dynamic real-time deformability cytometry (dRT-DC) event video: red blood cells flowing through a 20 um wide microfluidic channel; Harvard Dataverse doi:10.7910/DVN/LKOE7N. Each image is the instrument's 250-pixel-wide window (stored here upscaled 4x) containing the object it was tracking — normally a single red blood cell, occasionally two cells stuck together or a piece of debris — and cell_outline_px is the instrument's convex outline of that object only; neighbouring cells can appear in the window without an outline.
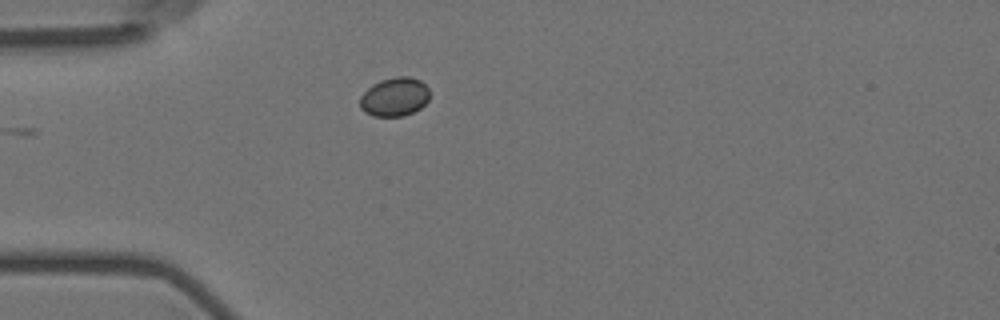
{"species": "Egyptian fruit bat (a non-hibernating species)", "species_latin": "Rousettus aegyptiacus", "temperature_condition": "room temperature", "stored_images_in_passage": 10, "camera_frame_rate_fps": 3000, "um_per_image_px": 0.085, "animal": {"sex": "female"}, "frame": {"image": 1, "passage_image": 1, "time_ms": 0.0, "image_size_px": [1000, 320], "cell_outline_px": [[428, 100], [420, 108], [404, 116], [372, 116], [364, 112], [360, 108], [360, 96], [372, 84], [380, 80], [396, 76], [408, 76], [420, 80], [428, 88]], "centroid_in_image_um": [33.51, 8.23], "position_along_channel_um": 51.5, "area_um2": 15.78}}
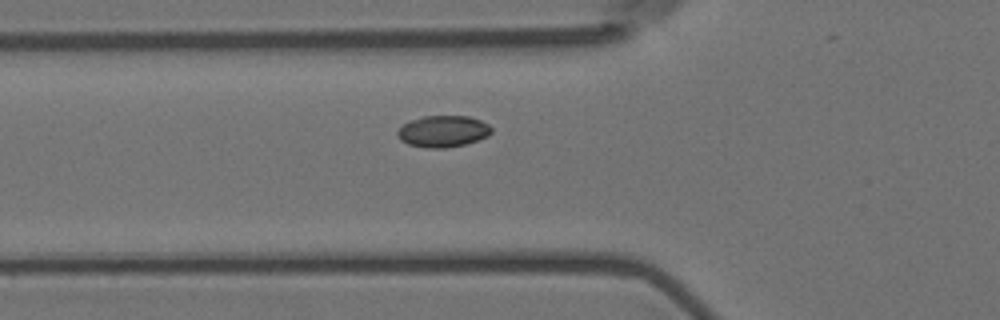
{"frame": {"image": 2, "passage_image": 5, "time_ms": 1.333, "image_size_px": [1000, 320], "cell_outline_px": [[492, 132], [488, 136], [464, 144], [444, 148], [428, 148], [408, 144], [400, 140], [396, 132], [404, 124], [412, 120], [424, 116], [468, 116], [480, 120], [488, 124], [492, 128]], "centroid_in_image_um": [37.66, 11.16], "position_along_channel_um": 88.1, "area_um2": 17.11}}